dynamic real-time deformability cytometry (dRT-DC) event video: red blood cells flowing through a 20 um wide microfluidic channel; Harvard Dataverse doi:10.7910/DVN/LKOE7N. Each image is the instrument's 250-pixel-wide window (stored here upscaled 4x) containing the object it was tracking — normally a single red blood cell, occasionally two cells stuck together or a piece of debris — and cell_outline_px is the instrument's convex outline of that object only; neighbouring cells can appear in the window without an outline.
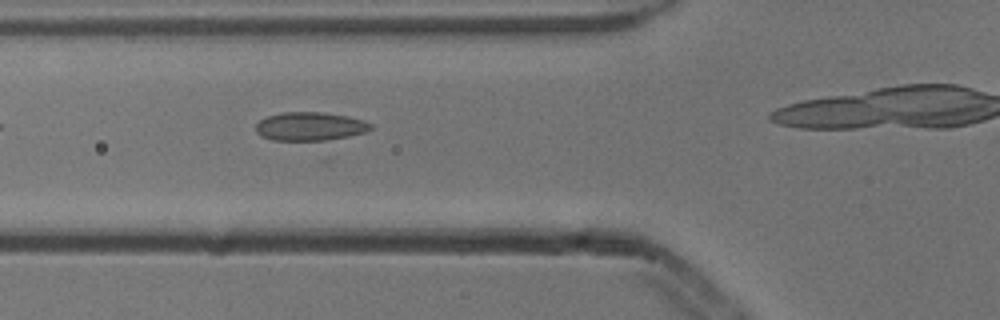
{"species": "common noctule bat (a hibernating species)", "species_latin": "Nyctalus noctula", "temperature_condition": "cold", "stored_images_in_passage": 5, "camera_frame_rate_fps": 3000, "um_per_image_px": 0.085, "animal": {"sex": "male", "body_mass_g": 13.3}, "frame": {"image": 1, "passage_image": 4, "time_ms": 1.0, "image_size_px": [1000, 320], "cell_outline_px": [[372, 128], [364, 132], [348, 136], [324, 140], [272, 140], [260, 136], [256, 132], [256, 124], [260, 120], [268, 116], [280, 112], [324, 112], [348, 116], [364, 120], [372, 124]], "centroid_in_image_um": [26.33, 10.73], "position_along_channel_um": 99.5, "area_um2": 19.07}}